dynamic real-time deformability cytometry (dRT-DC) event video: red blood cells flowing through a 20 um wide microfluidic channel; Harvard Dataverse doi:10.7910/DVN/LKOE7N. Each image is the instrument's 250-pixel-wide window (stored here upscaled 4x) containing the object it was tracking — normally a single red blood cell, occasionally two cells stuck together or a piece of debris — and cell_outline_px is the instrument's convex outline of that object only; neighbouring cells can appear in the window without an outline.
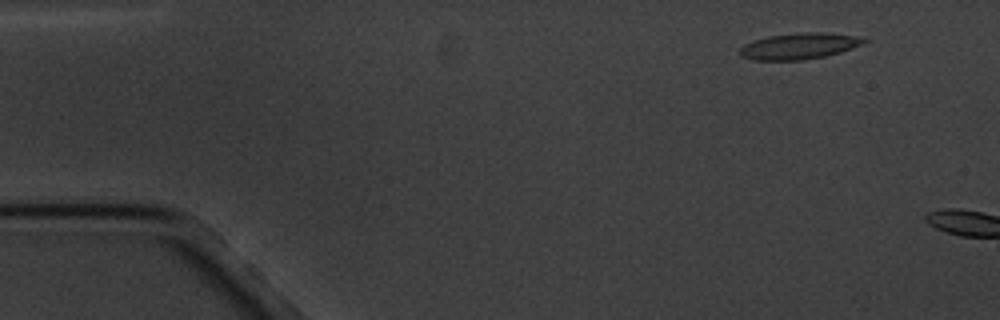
{"species": "common noctule bat (a hibernating species)", "species_latin": "Nyctalus noctula", "temperature_condition": "cold", "stored_images_in_passage": 5, "camera_frame_rate_fps": 3000, "um_per_image_px": 0.085, "animal": {"sex": "male", "body_mass_g": 20.1, "forearm_length_mm": 53.5}, "frame": {"image": 1, "passage_image": 2, "time_ms": 1.333, "image_size_px": [1000, 320], "cell_outline_px": [[872, 40], [852, 48], [840, 52], [824, 56], [804, 60], [752, 60], [740, 56], [740, 48], [744, 44], [752, 40], [768, 36], [796, 32], [824, 32], [868, 36]], "centroid_in_image_um": [68.01, 3.89], "position_along_channel_um": 17.0, "area_um2": 19.48}}